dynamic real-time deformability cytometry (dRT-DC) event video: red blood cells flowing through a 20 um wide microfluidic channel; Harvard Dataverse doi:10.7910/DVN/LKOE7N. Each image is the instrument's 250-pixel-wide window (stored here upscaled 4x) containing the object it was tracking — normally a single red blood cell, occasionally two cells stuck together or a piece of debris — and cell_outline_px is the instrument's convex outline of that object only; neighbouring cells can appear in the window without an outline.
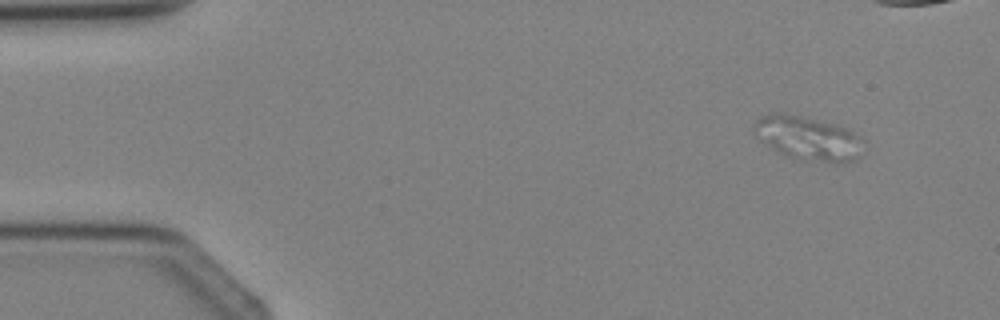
{"species": "Egyptian fruit bat (a non-hibernating species)", "species_latin": "Rousettus aegyptiacus", "temperature_condition": "cold", "stored_images_in_passage": 4, "camera_frame_rate_fps": 3000, "um_per_image_px": 0.085, "animal": {"sex": "female"}, "frame": {"image": 1, "passage_image": 1, "time_ms": 0.0, "image_size_px": [1000, 320], "cell_outline_px": [[868, 148], [864, 156], [860, 160], [840, 164], [836, 164], [796, 160], [780, 152], [768, 144], [752, 132], [756, 120], [760, 116], [772, 112], [784, 112], [836, 124], [848, 128], [868, 140]], "centroid_in_image_um": [68.88, 11.79], "position_along_channel_um": 16.1, "area_um2": 29.48}}
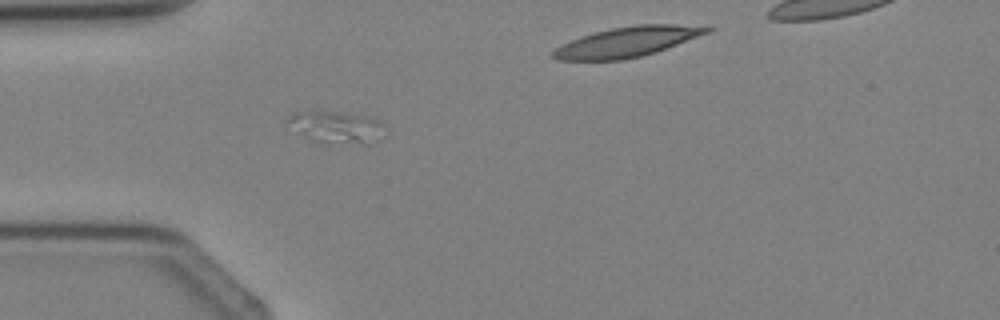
{"frame": {"image": 2, "passage_image": 3, "time_ms": 2.667, "image_size_px": [1000, 320], "cell_outline_px": [[384, 124], [380, 140], [368, 144], [364, 144], [312, 140], [284, 120], [292, 112], [308, 108], [320, 108], [360, 112], [372, 116]], "centroid_in_image_um": [28.61, 10.68], "position_along_channel_um": 56.4, "area_um2": 19.07}}